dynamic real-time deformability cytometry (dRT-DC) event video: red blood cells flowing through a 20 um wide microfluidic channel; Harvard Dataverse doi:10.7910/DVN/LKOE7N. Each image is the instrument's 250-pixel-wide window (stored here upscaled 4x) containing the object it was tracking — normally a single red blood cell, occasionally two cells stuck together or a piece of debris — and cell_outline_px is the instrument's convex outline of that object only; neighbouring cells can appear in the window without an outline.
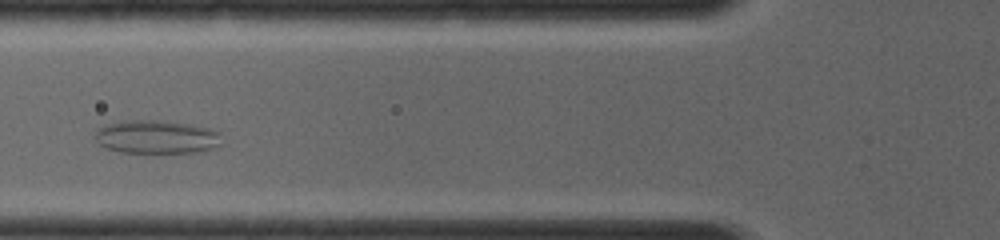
{"species": "common noctule bat (a hibernating species)", "species_latin": "Nyctalus noctula", "temperature_condition": "room temperature", "stored_images_in_passage": 11, "camera_frame_rate_fps": 4000, "um_per_image_px": 0.085, "animal": {"sex": "female", "body_mass_g": 19.0, "forearm_length_mm": 56.7}, "frame": {"image": 1, "passage_image": 3, "time_ms": 1.75, "image_size_px": [1000, 240], "cell_outline_px": [[224, 144], [200, 152], [120, 152], [104, 148], [96, 140], [96, 128], [104, 124], [124, 120], [160, 120], [192, 124], [212, 128], [220, 132]], "centroid_in_image_um": [13.34, 11.62], "position_along_channel_um": 112.5, "area_um2": 25.14}}
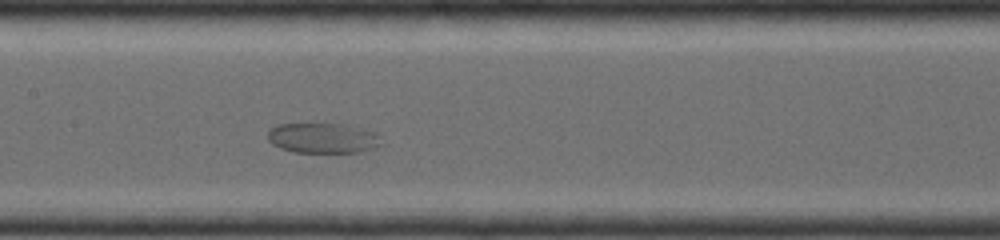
{"frame": {"image": 2, "passage_image": 5, "time_ms": 3.25, "image_size_px": [1000, 240], "cell_outline_px": [[384, 144], [376, 148], [360, 152], [296, 152], [280, 148], [272, 144], [268, 140], [268, 128], [276, 124], [344, 124], [364, 128], [376, 132], [380, 136]], "centroid_in_image_um": [27.49, 11.73], "position_along_channel_um": 179.9, "area_um2": 20.35}}
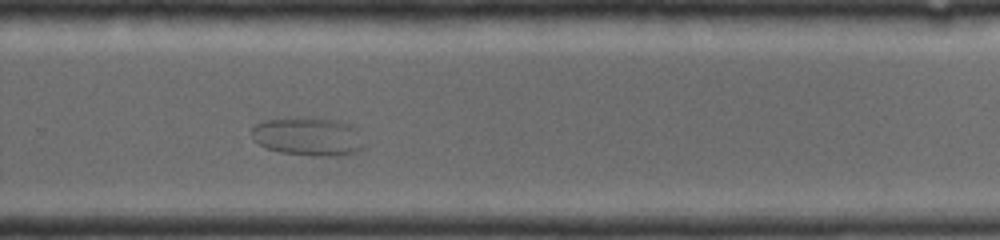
{"frame": {"image": 3, "passage_image": 11, "time_ms": 6.0, "image_size_px": [1000, 240], "cell_outline_px": [[364, 148], [360, 152], [328, 156], [316, 156], [280, 152], [268, 148], [260, 144], [252, 136], [252, 128], [256, 124], [264, 120], [300, 116], [308, 116], [332, 120], [348, 124], [356, 128], [364, 144]], "centroid_in_image_um": [26.2, 11.59], "position_along_channel_um": 303.6, "area_um2": 25.26}}